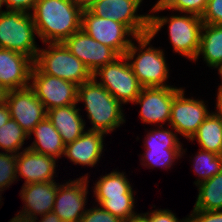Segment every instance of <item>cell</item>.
<instances>
[{
	"mask_svg": "<svg viewBox=\"0 0 222 222\" xmlns=\"http://www.w3.org/2000/svg\"><path fill=\"white\" fill-rule=\"evenodd\" d=\"M82 11L71 0H38L31 15L42 42L58 43L81 29Z\"/></svg>",
	"mask_w": 222,
	"mask_h": 222,
	"instance_id": "obj_1",
	"label": "cell"
},
{
	"mask_svg": "<svg viewBox=\"0 0 222 222\" xmlns=\"http://www.w3.org/2000/svg\"><path fill=\"white\" fill-rule=\"evenodd\" d=\"M80 101H84L87 116L93 125L89 131L108 134L125 122L121 110L123 105L96 78L92 77L78 86L77 103Z\"/></svg>",
	"mask_w": 222,
	"mask_h": 222,
	"instance_id": "obj_2",
	"label": "cell"
},
{
	"mask_svg": "<svg viewBox=\"0 0 222 222\" xmlns=\"http://www.w3.org/2000/svg\"><path fill=\"white\" fill-rule=\"evenodd\" d=\"M134 39L138 42L139 48L132 42L124 56L130 61L129 64L133 74L137 77L142 87H169V85L164 84L169 75L164 52L152 46L147 48L153 39L150 34L137 36ZM137 52L139 53L137 54ZM136 54L137 57H135Z\"/></svg>",
	"mask_w": 222,
	"mask_h": 222,
	"instance_id": "obj_3",
	"label": "cell"
},
{
	"mask_svg": "<svg viewBox=\"0 0 222 222\" xmlns=\"http://www.w3.org/2000/svg\"><path fill=\"white\" fill-rule=\"evenodd\" d=\"M166 23H169L168 32L173 50L194 61L200 46L203 27L201 17L190 13L189 16L175 15L171 17L150 15L149 34L154 38Z\"/></svg>",
	"mask_w": 222,
	"mask_h": 222,
	"instance_id": "obj_4",
	"label": "cell"
},
{
	"mask_svg": "<svg viewBox=\"0 0 222 222\" xmlns=\"http://www.w3.org/2000/svg\"><path fill=\"white\" fill-rule=\"evenodd\" d=\"M46 44L48 49H39L34 61V65L42 73L73 82L78 86L93 77L84 63L62 42Z\"/></svg>",
	"mask_w": 222,
	"mask_h": 222,
	"instance_id": "obj_5",
	"label": "cell"
},
{
	"mask_svg": "<svg viewBox=\"0 0 222 222\" xmlns=\"http://www.w3.org/2000/svg\"><path fill=\"white\" fill-rule=\"evenodd\" d=\"M35 34L31 13L6 10L0 14V48L25 54L35 61L40 49L35 44Z\"/></svg>",
	"mask_w": 222,
	"mask_h": 222,
	"instance_id": "obj_6",
	"label": "cell"
},
{
	"mask_svg": "<svg viewBox=\"0 0 222 222\" xmlns=\"http://www.w3.org/2000/svg\"><path fill=\"white\" fill-rule=\"evenodd\" d=\"M92 75L93 78L99 75L101 77L99 84L121 104L133 103L143 88L124 55L99 68Z\"/></svg>",
	"mask_w": 222,
	"mask_h": 222,
	"instance_id": "obj_7",
	"label": "cell"
},
{
	"mask_svg": "<svg viewBox=\"0 0 222 222\" xmlns=\"http://www.w3.org/2000/svg\"><path fill=\"white\" fill-rule=\"evenodd\" d=\"M81 29L101 44L112 48L119 56L125 55L131 46L132 39L127 37H136L126 25L97 17L88 9L82 11Z\"/></svg>",
	"mask_w": 222,
	"mask_h": 222,
	"instance_id": "obj_8",
	"label": "cell"
},
{
	"mask_svg": "<svg viewBox=\"0 0 222 222\" xmlns=\"http://www.w3.org/2000/svg\"><path fill=\"white\" fill-rule=\"evenodd\" d=\"M30 88L36 97L43 103L46 110L56 107H64L77 104V88L73 82L42 73L33 65L30 80Z\"/></svg>",
	"mask_w": 222,
	"mask_h": 222,
	"instance_id": "obj_9",
	"label": "cell"
},
{
	"mask_svg": "<svg viewBox=\"0 0 222 222\" xmlns=\"http://www.w3.org/2000/svg\"><path fill=\"white\" fill-rule=\"evenodd\" d=\"M142 0H97L88 10L97 17L126 25L135 36L149 34L150 14L137 15Z\"/></svg>",
	"mask_w": 222,
	"mask_h": 222,
	"instance_id": "obj_10",
	"label": "cell"
},
{
	"mask_svg": "<svg viewBox=\"0 0 222 222\" xmlns=\"http://www.w3.org/2000/svg\"><path fill=\"white\" fill-rule=\"evenodd\" d=\"M65 47L84 63L91 74L113 62L119 55L80 29L62 42Z\"/></svg>",
	"mask_w": 222,
	"mask_h": 222,
	"instance_id": "obj_11",
	"label": "cell"
},
{
	"mask_svg": "<svg viewBox=\"0 0 222 222\" xmlns=\"http://www.w3.org/2000/svg\"><path fill=\"white\" fill-rule=\"evenodd\" d=\"M209 114L203 100L185 98L181 89L173 98L169 126L190 140Z\"/></svg>",
	"mask_w": 222,
	"mask_h": 222,
	"instance_id": "obj_12",
	"label": "cell"
},
{
	"mask_svg": "<svg viewBox=\"0 0 222 222\" xmlns=\"http://www.w3.org/2000/svg\"><path fill=\"white\" fill-rule=\"evenodd\" d=\"M5 103L10 110V116L29 135L34 127L44 120L47 110L30 88L10 90Z\"/></svg>",
	"mask_w": 222,
	"mask_h": 222,
	"instance_id": "obj_13",
	"label": "cell"
},
{
	"mask_svg": "<svg viewBox=\"0 0 222 222\" xmlns=\"http://www.w3.org/2000/svg\"><path fill=\"white\" fill-rule=\"evenodd\" d=\"M88 176L78 178L64 185H57L53 212L63 222H80L86 213L85 203L87 199Z\"/></svg>",
	"mask_w": 222,
	"mask_h": 222,
	"instance_id": "obj_14",
	"label": "cell"
},
{
	"mask_svg": "<svg viewBox=\"0 0 222 222\" xmlns=\"http://www.w3.org/2000/svg\"><path fill=\"white\" fill-rule=\"evenodd\" d=\"M181 89L173 86L142 88L133 103L141 105L143 123L170 122L173 98Z\"/></svg>",
	"mask_w": 222,
	"mask_h": 222,
	"instance_id": "obj_15",
	"label": "cell"
},
{
	"mask_svg": "<svg viewBox=\"0 0 222 222\" xmlns=\"http://www.w3.org/2000/svg\"><path fill=\"white\" fill-rule=\"evenodd\" d=\"M33 65L25 54L0 48V83L9 91L29 87Z\"/></svg>",
	"mask_w": 222,
	"mask_h": 222,
	"instance_id": "obj_16",
	"label": "cell"
},
{
	"mask_svg": "<svg viewBox=\"0 0 222 222\" xmlns=\"http://www.w3.org/2000/svg\"><path fill=\"white\" fill-rule=\"evenodd\" d=\"M56 159L36 153L26 147L17 154V174L26 179L24 185L39 182H54Z\"/></svg>",
	"mask_w": 222,
	"mask_h": 222,
	"instance_id": "obj_17",
	"label": "cell"
},
{
	"mask_svg": "<svg viewBox=\"0 0 222 222\" xmlns=\"http://www.w3.org/2000/svg\"><path fill=\"white\" fill-rule=\"evenodd\" d=\"M56 194V182L26 184L22 186L20 192L25 207L24 210L18 213L37 220L38 215L43 216L53 211Z\"/></svg>",
	"mask_w": 222,
	"mask_h": 222,
	"instance_id": "obj_18",
	"label": "cell"
},
{
	"mask_svg": "<svg viewBox=\"0 0 222 222\" xmlns=\"http://www.w3.org/2000/svg\"><path fill=\"white\" fill-rule=\"evenodd\" d=\"M100 131H85L72 143L65 145L64 155L74 164L93 167L103 151V136Z\"/></svg>",
	"mask_w": 222,
	"mask_h": 222,
	"instance_id": "obj_19",
	"label": "cell"
},
{
	"mask_svg": "<svg viewBox=\"0 0 222 222\" xmlns=\"http://www.w3.org/2000/svg\"><path fill=\"white\" fill-rule=\"evenodd\" d=\"M77 104L47 110V118L59 132L65 145L72 143L84 133L85 121Z\"/></svg>",
	"mask_w": 222,
	"mask_h": 222,
	"instance_id": "obj_20",
	"label": "cell"
},
{
	"mask_svg": "<svg viewBox=\"0 0 222 222\" xmlns=\"http://www.w3.org/2000/svg\"><path fill=\"white\" fill-rule=\"evenodd\" d=\"M32 133H34L36 138L32 145L27 147L30 150L57 159L64 154L65 144L59 132L47 117L34 127L28 137H30Z\"/></svg>",
	"mask_w": 222,
	"mask_h": 222,
	"instance_id": "obj_21",
	"label": "cell"
},
{
	"mask_svg": "<svg viewBox=\"0 0 222 222\" xmlns=\"http://www.w3.org/2000/svg\"><path fill=\"white\" fill-rule=\"evenodd\" d=\"M200 54L209 67L215 68L222 64V24H203L200 46L194 61Z\"/></svg>",
	"mask_w": 222,
	"mask_h": 222,
	"instance_id": "obj_22",
	"label": "cell"
},
{
	"mask_svg": "<svg viewBox=\"0 0 222 222\" xmlns=\"http://www.w3.org/2000/svg\"><path fill=\"white\" fill-rule=\"evenodd\" d=\"M194 139L201 150L222 155V120L214 112L210 113L190 140Z\"/></svg>",
	"mask_w": 222,
	"mask_h": 222,
	"instance_id": "obj_23",
	"label": "cell"
},
{
	"mask_svg": "<svg viewBox=\"0 0 222 222\" xmlns=\"http://www.w3.org/2000/svg\"><path fill=\"white\" fill-rule=\"evenodd\" d=\"M196 186L199 189V193L194 209L204 211L222 210V171Z\"/></svg>",
	"mask_w": 222,
	"mask_h": 222,
	"instance_id": "obj_24",
	"label": "cell"
},
{
	"mask_svg": "<svg viewBox=\"0 0 222 222\" xmlns=\"http://www.w3.org/2000/svg\"><path fill=\"white\" fill-rule=\"evenodd\" d=\"M96 198L123 197V194H133L130 182L123 172L113 171L101 176L94 186Z\"/></svg>",
	"mask_w": 222,
	"mask_h": 222,
	"instance_id": "obj_25",
	"label": "cell"
},
{
	"mask_svg": "<svg viewBox=\"0 0 222 222\" xmlns=\"http://www.w3.org/2000/svg\"><path fill=\"white\" fill-rule=\"evenodd\" d=\"M26 138L28 134L12 118L0 127V149L5 152L17 155Z\"/></svg>",
	"mask_w": 222,
	"mask_h": 222,
	"instance_id": "obj_26",
	"label": "cell"
},
{
	"mask_svg": "<svg viewBox=\"0 0 222 222\" xmlns=\"http://www.w3.org/2000/svg\"><path fill=\"white\" fill-rule=\"evenodd\" d=\"M194 161L195 173L200 177L194 182L195 185L211 179L222 171V155L200 149Z\"/></svg>",
	"mask_w": 222,
	"mask_h": 222,
	"instance_id": "obj_27",
	"label": "cell"
},
{
	"mask_svg": "<svg viewBox=\"0 0 222 222\" xmlns=\"http://www.w3.org/2000/svg\"><path fill=\"white\" fill-rule=\"evenodd\" d=\"M100 207L112 215L119 217L124 222L129 221L137 213L133 211L134 195L123 194V197L96 198Z\"/></svg>",
	"mask_w": 222,
	"mask_h": 222,
	"instance_id": "obj_28",
	"label": "cell"
},
{
	"mask_svg": "<svg viewBox=\"0 0 222 222\" xmlns=\"http://www.w3.org/2000/svg\"><path fill=\"white\" fill-rule=\"evenodd\" d=\"M208 0H159L151 9V12H159L172 9L187 14L202 16L205 12Z\"/></svg>",
	"mask_w": 222,
	"mask_h": 222,
	"instance_id": "obj_29",
	"label": "cell"
},
{
	"mask_svg": "<svg viewBox=\"0 0 222 222\" xmlns=\"http://www.w3.org/2000/svg\"><path fill=\"white\" fill-rule=\"evenodd\" d=\"M185 152L183 149H166V148H146V153H144V157L141 158L142 161L147 162L144 166L151 167H166L170 168L172 163L178 157H182L181 155Z\"/></svg>",
	"mask_w": 222,
	"mask_h": 222,
	"instance_id": "obj_30",
	"label": "cell"
},
{
	"mask_svg": "<svg viewBox=\"0 0 222 222\" xmlns=\"http://www.w3.org/2000/svg\"><path fill=\"white\" fill-rule=\"evenodd\" d=\"M146 137L145 148L183 149L176 134L169 129H154Z\"/></svg>",
	"mask_w": 222,
	"mask_h": 222,
	"instance_id": "obj_31",
	"label": "cell"
},
{
	"mask_svg": "<svg viewBox=\"0 0 222 222\" xmlns=\"http://www.w3.org/2000/svg\"><path fill=\"white\" fill-rule=\"evenodd\" d=\"M17 155L0 152V190L4 191L17 179Z\"/></svg>",
	"mask_w": 222,
	"mask_h": 222,
	"instance_id": "obj_32",
	"label": "cell"
},
{
	"mask_svg": "<svg viewBox=\"0 0 222 222\" xmlns=\"http://www.w3.org/2000/svg\"><path fill=\"white\" fill-rule=\"evenodd\" d=\"M80 222H124L119 217L112 215L107 210L98 207L87 209Z\"/></svg>",
	"mask_w": 222,
	"mask_h": 222,
	"instance_id": "obj_33",
	"label": "cell"
},
{
	"mask_svg": "<svg viewBox=\"0 0 222 222\" xmlns=\"http://www.w3.org/2000/svg\"><path fill=\"white\" fill-rule=\"evenodd\" d=\"M201 19L203 24H222V0H208Z\"/></svg>",
	"mask_w": 222,
	"mask_h": 222,
	"instance_id": "obj_34",
	"label": "cell"
},
{
	"mask_svg": "<svg viewBox=\"0 0 222 222\" xmlns=\"http://www.w3.org/2000/svg\"><path fill=\"white\" fill-rule=\"evenodd\" d=\"M188 222H222V210L204 211L193 209L188 217Z\"/></svg>",
	"mask_w": 222,
	"mask_h": 222,
	"instance_id": "obj_35",
	"label": "cell"
},
{
	"mask_svg": "<svg viewBox=\"0 0 222 222\" xmlns=\"http://www.w3.org/2000/svg\"><path fill=\"white\" fill-rule=\"evenodd\" d=\"M151 222H188V218L180 220L176 217L171 210H154L150 213H145Z\"/></svg>",
	"mask_w": 222,
	"mask_h": 222,
	"instance_id": "obj_36",
	"label": "cell"
},
{
	"mask_svg": "<svg viewBox=\"0 0 222 222\" xmlns=\"http://www.w3.org/2000/svg\"><path fill=\"white\" fill-rule=\"evenodd\" d=\"M8 11H21L24 13L33 10L38 0H3Z\"/></svg>",
	"mask_w": 222,
	"mask_h": 222,
	"instance_id": "obj_37",
	"label": "cell"
},
{
	"mask_svg": "<svg viewBox=\"0 0 222 222\" xmlns=\"http://www.w3.org/2000/svg\"><path fill=\"white\" fill-rule=\"evenodd\" d=\"M11 118L10 110L6 103L0 104V127H2Z\"/></svg>",
	"mask_w": 222,
	"mask_h": 222,
	"instance_id": "obj_38",
	"label": "cell"
},
{
	"mask_svg": "<svg viewBox=\"0 0 222 222\" xmlns=\"http://www.w3.org/2000/svg\"><path fill=\"white\" fill-rule=\"evenodd\" d=\"M42 217L39 222H63L58 215H56L53 211L48 212L47 214L40 216ZM37 222V221H36Z\"/></svg>",
	"mask_w": 222,
	"mask_h": 222,
	"instance_id": "obj_39",
	"label": "cell"
},
{
	"mask_svg": "<svg viewBox=\"0 0 222 222\" xmlns=\"http://www.w3.org/2000/svg\"><path fill=\"white\" fill-rule=\"evenodd\" d=\"M71 1L82 10H86L89 7H91L97 0H71Z\"/></svg>",
	"mask_w": 222,
	"mask_h": 222,
	"instance_id": "obj_40",
	"label": "cell"
},
{
	"mask_svg": "<svg viewBox=\"0 0 222 222\" xmlns=\"http://www.w3.org/2000/svg\"><path fill=\"white\" fill-rule=\"evenodd\" d=\"M217 112H214L222 120V91L217 92Z\"/></svg>",
	"mask_w": 222,
	"mask_h": 222,
	"instance_id": "obj_41",
	"label": "cell"
},
{
	"mask_svg": "<svg viewBox=\"0 0 222 222\" xmlns=\"http://www.w3.org/2000/svg\"><path fill=\"white\" fill-rule=\"evenodd\" d=\"M10 222H36V220L18 213Z\"/></svg>",
	"mask_w": 222,
	"mask_h": 222,
	"instance_id": "obj_42",
	"label": "cell"
},
{
	"mask_svg": "<svg viewBox=\"0 0 222 222\" xmlns=\"http://www.w3.org/2000/svg\"><path fill=\"white\" fill-rule=\"evenodd\" d=\"M127 222H151V221H150L149 217L144 213L142 215L136 214Z\"/></svg>",
	"mask_w": 222,
	"mask_h": 222,
	"instance_id": "obj_43",
	"label": "cell"
},
{
	"mask_svg": "<svg viewBox=\"0 0 222 222\" xmlns=\"http://www.w3.org/2000/svg\"><path fill=\"white\" fill-rule=\"evenodd\" d=\"M9 90L0 83V104L5 103Z\"/></svg>",
	"mask_w": 222,
	"mask_h": 222,
	"instance_id": "obj_44",
	"label": "cell"
},
{
	"mask_svg": "<svg viewBox=\"0 0 222 222\" xmlns=\"http://www.w3.org/2000/svg\"><path fill=\"white\" fill-rule=\"evenodd\" d=\"M215 68H218L219 74H220V76H221V78H222V64L218 65V66L215 67ZM221 83H222V82H221ZM218 91H222V84L219 86Z\"/></svg>",
	"mask_w": 222,
	"mask_h": 222,
	"instance_id": "obj_45",
	"label": "cell"
},
{
	"mask_svg": "<svg viewBox=\"0 0 222 222\" xmlns=\"http://www.w3.org/2000/svg\"><path fill=\"white\" fill-rule=\"evenodd\" d=\"M3 4H4V1L0 0V14L4 12V11H1V7H2Z\"/></svg>",
	"mask_w": 222,
	"mask_h": 222,
	"instance_id": "obj_46",
	"label": "cell"
}]
</instances>
